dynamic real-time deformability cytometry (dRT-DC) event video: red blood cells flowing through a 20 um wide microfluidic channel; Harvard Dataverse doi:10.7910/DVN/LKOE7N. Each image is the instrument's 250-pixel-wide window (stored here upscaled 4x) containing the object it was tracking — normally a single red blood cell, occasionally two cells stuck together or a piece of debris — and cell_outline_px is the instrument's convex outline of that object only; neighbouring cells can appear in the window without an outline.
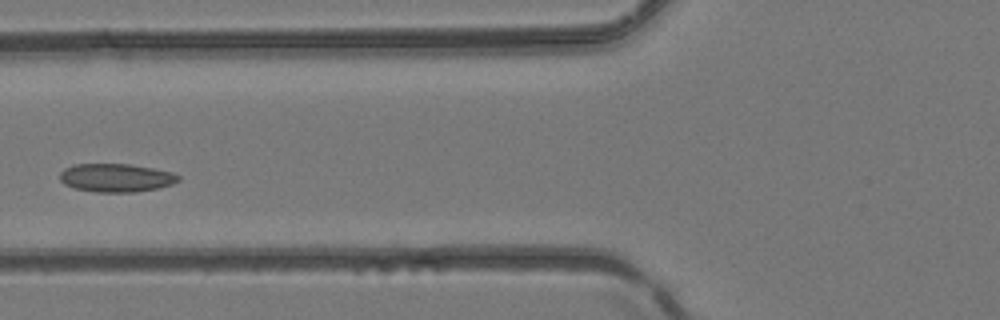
{"species": "common noctule bat (a hibernating species)", "species_latin": "Nyctalus noctula", "temperature_condition": "room temperature", "stored_images_in_passage": 3, "camera_frame_rate_fps": 3000, "um_per_image_px": 0.085, "animal": {"sex": "female", "body_mass_g": 24.6, "forearm_length_mm": 56.2}, "frame": {"image": 1, "passage_image": 3, "time_ms": 0.667, "image_size_px": [1000, 320], "cell_outline_px": [[180, 180], [172, 184], [156, 188], [136, 192], [96, 192], [76, 188], [64, 184], [60, 180], [60, 172], [64, 168], [76, 164], [132, 164], [172, 172], [180, 176]], "centroid_in_image_um": [9.87, 15.1], "position_along_channel_um": 115.9, "area_um2": 19.54}}